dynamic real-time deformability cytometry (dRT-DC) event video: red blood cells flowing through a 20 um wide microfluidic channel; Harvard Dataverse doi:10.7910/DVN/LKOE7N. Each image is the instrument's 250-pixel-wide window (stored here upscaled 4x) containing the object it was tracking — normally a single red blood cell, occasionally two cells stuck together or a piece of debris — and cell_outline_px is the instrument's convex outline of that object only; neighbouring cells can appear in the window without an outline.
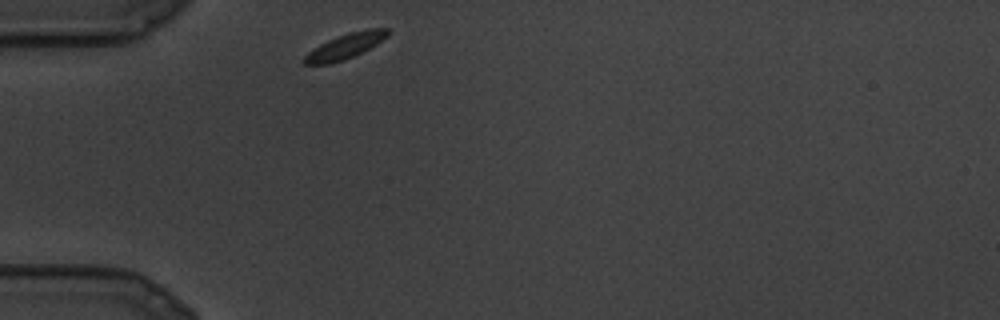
{"species": "common noctule bat (a hibernating species)", "species_latin": "Nyctalus noctula", "temperature_condition": "cold", "stored_images_in_passage": 16, "camera_frame_rate_fps": 3000, "um_per_image_px": 0.085, "animal": {"sex": "male", "body_mass_g": 19.5, "forearm_length_mm": 54.6}, "frame": {"image": 1, "passage_image": 1, "time_ms": 0.0, "image_size_px": [1000, 320], "cell_outline_px": [[388, 36], [376, 44], [344, 60], [332, 64], [304, 64], [304, 56], [308, 52], [320, 44], [328, 40], [348, 32], [368, 28], [388, 28]], "centroid_in_image_um": [29.34, 3.92], "position_along_channel_um": 55.7, "area_um2": 12.08}}
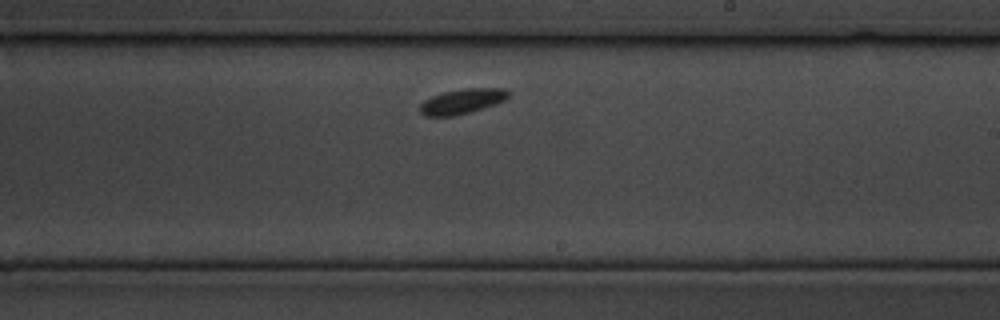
{"frame": {"image": 2, "passage_image": 10, "time_ms": 3.0, "image_size_px": [1000, 320], "cell_outline_px": [[512, 92], [504, 100], [472, 112], [456, 116], [424, 116], [420, 112], [420, 104], [424, 100], [432, 96], [444, 92], [464, 88], [504, 88]], "centroid_in_image_um": [39.28, 8.61], "position_along_channel_um": 249.7, "area_um2": 12.95}}
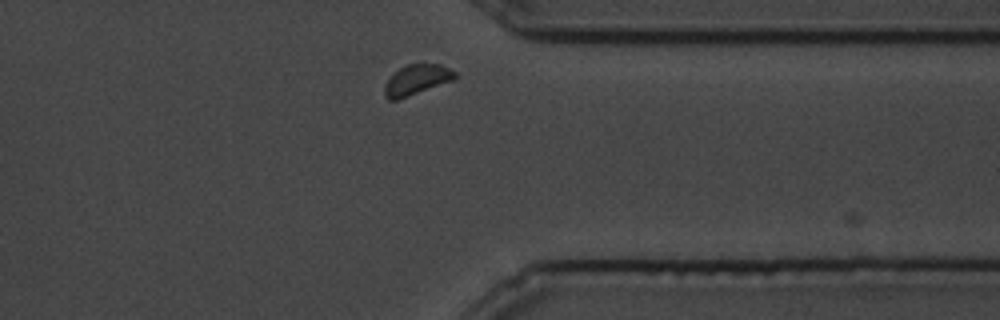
{"frame": {"image": 3, "passage_image": 16, "time_ms": 5.0, "image_size_px": [1000, 320], "cell_outline_px": [[456, 80], [396, 100], [388, 100], [384, 96], [384, 84], [400, 68], [408, 64], [440, 64], [456, 72]], "centroid_in_image_um": [35.44, 6.79], "position_along_channel_um": 376.0, "area_um2": 12.37}}